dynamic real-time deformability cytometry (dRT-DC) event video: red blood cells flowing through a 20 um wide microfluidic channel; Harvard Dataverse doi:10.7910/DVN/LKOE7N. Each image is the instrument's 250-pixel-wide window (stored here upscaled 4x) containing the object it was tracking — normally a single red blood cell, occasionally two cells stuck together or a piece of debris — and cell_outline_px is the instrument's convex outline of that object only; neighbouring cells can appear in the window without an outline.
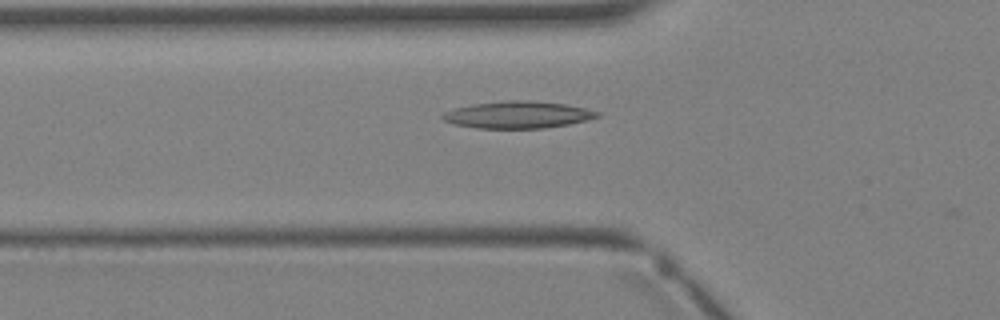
{"species": "Egyptian fruit bat (a non-hibernating species)", "species_latin": "Rousettus aegyptiacus", "temperature_condition": "warm", "stored_images_in_passage": 4, "segment_of_instrument_passage": [1, 2], "camera_frame_rate_fps": 3000, "um_per_image_px": 0.085, "animal": {"sex": "female"}, "frame": {"image": 1, "passage_image": 3, "time_ms": 2.333, "image_size_px": [1000, 320], "cell_outline_px": [[600, 116], [568, 124], [544, 128], [476, 128], [456, 124], [444, 120], [440, 116], [444, 112], [456, 108], [472, 104], [504, 100], [524, 100], [564, 104], [584, 108], [600, 112]], "centroid_in_image_um": [43.98, 9.75], "position_along_channel_um": 81.8, "area_um2": 24.04}}